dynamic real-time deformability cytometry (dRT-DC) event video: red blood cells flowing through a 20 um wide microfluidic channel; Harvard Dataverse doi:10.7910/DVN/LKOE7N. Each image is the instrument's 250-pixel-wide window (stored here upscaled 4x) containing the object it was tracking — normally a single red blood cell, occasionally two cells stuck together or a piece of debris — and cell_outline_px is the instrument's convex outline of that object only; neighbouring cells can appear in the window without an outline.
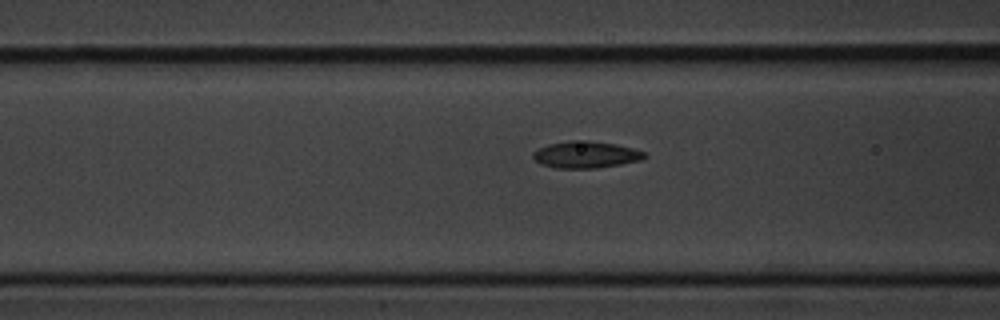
{"species": "common noctule bat (a hibernating species)", "species_latin": "Nyctalus noctula", "temperature_condition": "cold", "stored_images_in_passage": 9, "camera_frame_rate_fps": 3000, "um_per_image_px": 0.085, "animal": {"sex": "male", "body_mass_g": 20.1, "forearm_length_mm": 53.5}, "frame": {"image": 1, "passage_image": 7, "time_ms": 2.0, "image_size_px": [1000, 320], "cell_outline_px": [[648, 156], [640, 160], [620, 164], [596, 168], [556, 168], [540, 164], [532, 156], [532, 152], [548, 144], [568, 140], [588, 140], [616, 144], [632, 148], [644, 152]], "centroid_in_image_um": [49.77, 13.14], "position_along_channel_um": 116.8, "area_um2": 17.4}}